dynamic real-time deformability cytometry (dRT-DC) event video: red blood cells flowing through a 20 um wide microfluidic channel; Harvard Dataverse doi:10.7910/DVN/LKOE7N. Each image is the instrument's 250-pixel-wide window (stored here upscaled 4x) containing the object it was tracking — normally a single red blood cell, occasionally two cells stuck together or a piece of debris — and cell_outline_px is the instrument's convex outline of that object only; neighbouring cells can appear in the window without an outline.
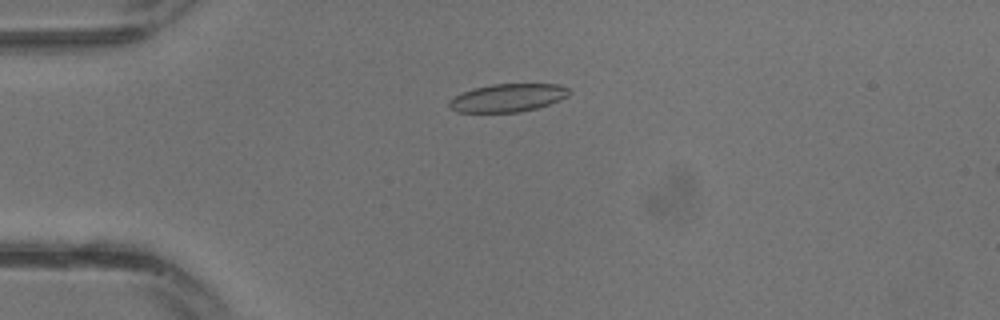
{"species": "common noctule bat (a hibernating species)", "species_latin": "Nyctalus noctula", "temperature_condition": "warm", "stored_images_in_passage": 21, "camera_frame_rate_fps": 3000, "um_per_image_px": 0.085, "animal": {"sex": "male", "body_mass_g": 13.3}, "frame": {"image": 1, "passage_image": 8, "time_ms": 2.333, "image_size_px": [1000, 320], "cell_outline_px": [[572, 92], [568, 96], [560, 100], [536, 108], [520, 112], [456, 112], [448, 104], [448, 100], [472, 88], [492, 84], [560, 84], [572, 88]], "centroid_in_image_um": [43.21, 8.3], "position_along_channel_um": 41.8, "area_um2": 19.71}}
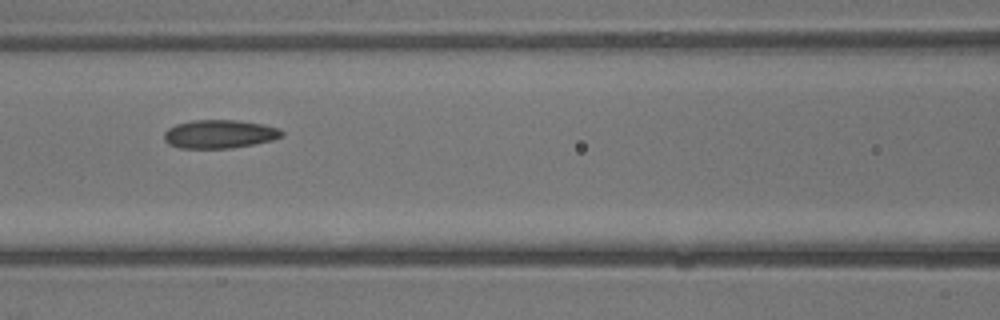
{"frame": {"image": 2, "passage_image": 14, "time_ms": 4.333, "image_size_px": [1000, 320], "cell_outline_px": [[284, 136], [272, 140], [232, 148], [180, 148], [168, 144], [164, 140], [164, 132], [168, 128], [176, 124], [192, 120], [236, 120], [260, 124], [280, 128], [284, 132]], "centroid_in_image_um": [18.65, 11.39], "position_along_channel_um": 148.0, "area_um2": 19.54}}
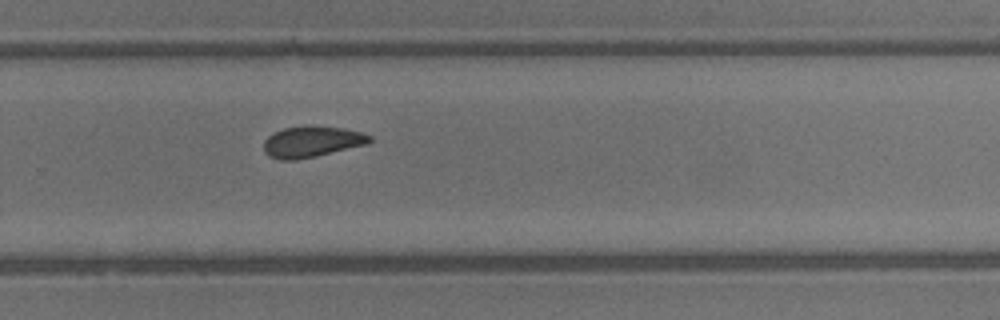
{"frame": {"image": 3, "passage_image": 21, "time_ms": 6.667, "image_size_px": [1000, 320], "cell_outline_px": [[372, 140], [368, 144], [316, 156], [296, 160], [280, 160], [268, 156], [264, 152], [264, 140], [268, 136], [284, 128], [344, 128], [360, 132], [372, 136]], "centroid_in_image_um": [26.5, 12.09], "position_along_channel_um": 303.3, "area_um2": 18.55}}